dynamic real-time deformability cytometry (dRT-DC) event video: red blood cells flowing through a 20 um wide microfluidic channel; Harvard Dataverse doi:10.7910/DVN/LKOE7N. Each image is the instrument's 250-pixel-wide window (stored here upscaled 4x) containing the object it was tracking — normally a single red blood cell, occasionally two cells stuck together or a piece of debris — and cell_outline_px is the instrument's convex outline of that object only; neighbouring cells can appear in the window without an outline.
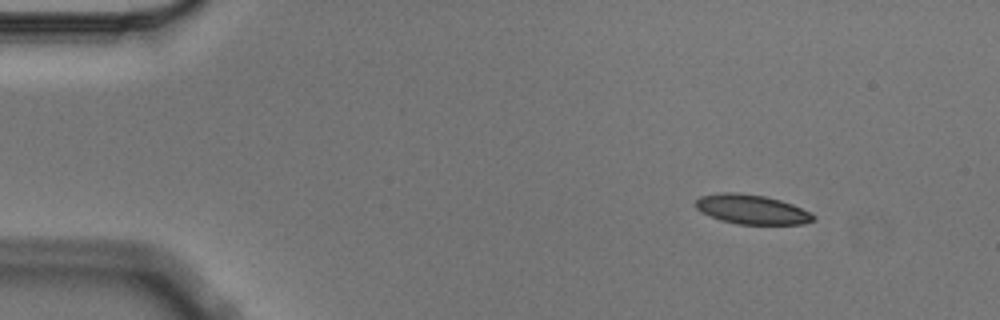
{"species": "Egyptian fruit bat (a non-hibernating species)", "species_latin": "Rousettus aegyptiacus", "temperature_condition": "cold", "stored_images_in_passage": 11, "camera_frame_rate_fps": 3000, "um_per_image_px": 0.085, "animal": {"sex": "male"}, "frame": {"image": 1, "passage_image": 1, "time_ms": 0.0, "image_size_px": [1000, 320], "cell_outline_px": [[816, 220], [804, 224], [736, 224], [720, 220], [700, 212], [692, 204], [700, 196], [720, 192], [740, 192], [764, 196], [780, 200], [792, 204], [816, 216]], "centroid_in_image_um": [63.85, 17.79], "position_along_channel_um": 21.2, "area_um2": 20.4}}
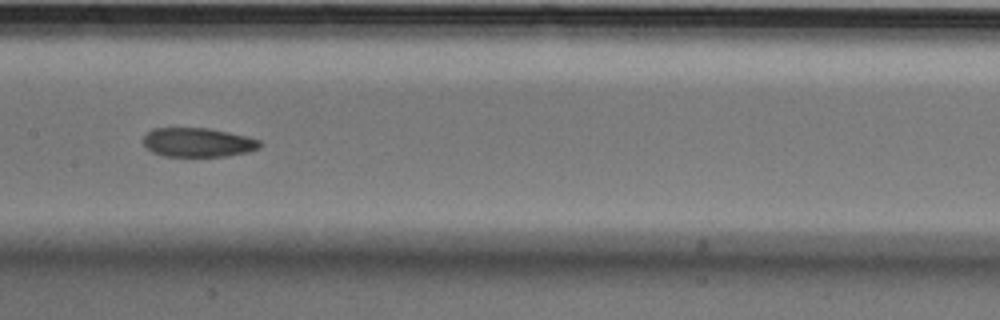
{"frame": {"image": 2, "passage_image": 6, "time_ms": 1.667, "image_size_px": [1000, 320], "cell_outline_px": [[264, 144], [260, 148], [248, 152], [224, 156], [164, 156], [152, 152], [144, 148], [144, 136], [152, 128], [208, 128], [228, 132], [260, 140]], "centroid_in_image_um": [16.82, 12.11], "position_along_channel_um": 190.6, "area_um2": 19.83}}
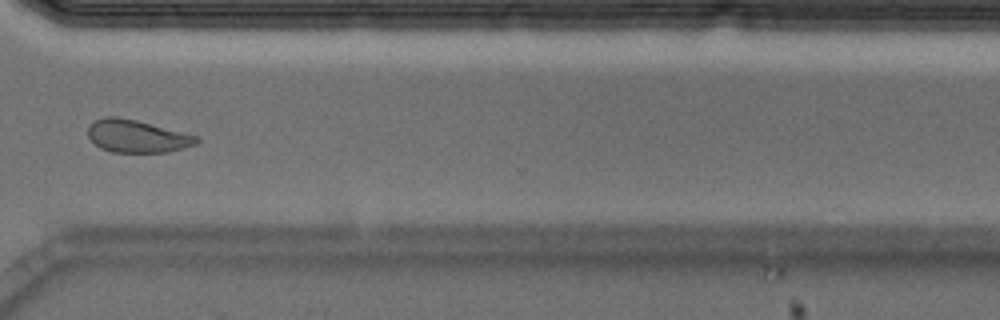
{"frame": {"image": 3, "passage_image": 10, "time_ms": 3.0, "image_size_px": [1000, 320], "cell_outline_px": [[200, 140], [196, 144], [168, 152], [112, 152], [100, 148], [88, 136], [88, 128], [96, 120], [104, 116], [116, 116], [136, 120], [200, 136]], "centroid_in_image_um": [11.67, 11.58], "position_along_channel_um": 358.9, "area_um2": 20.58}}